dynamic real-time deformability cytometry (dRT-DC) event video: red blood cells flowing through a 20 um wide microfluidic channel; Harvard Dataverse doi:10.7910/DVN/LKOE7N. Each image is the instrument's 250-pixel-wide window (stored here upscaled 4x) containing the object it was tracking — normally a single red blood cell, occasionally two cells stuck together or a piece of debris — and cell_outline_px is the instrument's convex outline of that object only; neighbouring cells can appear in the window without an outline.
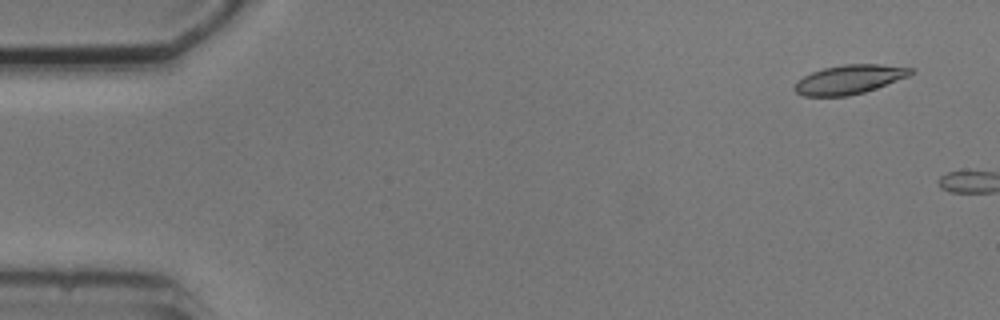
{"species": "common noctule bat (a hibernating species)", "species_latin": "Nyctalus noctula", "temperature_condition": "cold", "stored_images_in_passage": 2, "camera_frame_rate_fps": 3000, "um_per_image_px": 0.085, "animal": {"sex": "male", "body_mass_g": 20.5, "forearm_length_mm": 52.5}, "frame": {"image": 1, "passage_image": 1, "time_ms": 0.0, "image_size_px": [1000, 320], "cell_outline_px": [[916, 72], [908, 76], [876, 88], [864, 92], [848, 96], [804, 96], [796, 92], [792, 88], [796, 80], [812, 72], [824, 68], [844, 64], [880, 64], [916, 68]], "centroid_in_image_um": [72.2, 6.75], "position_along_channel_um": 12.8, "area_um2": 19.83}}